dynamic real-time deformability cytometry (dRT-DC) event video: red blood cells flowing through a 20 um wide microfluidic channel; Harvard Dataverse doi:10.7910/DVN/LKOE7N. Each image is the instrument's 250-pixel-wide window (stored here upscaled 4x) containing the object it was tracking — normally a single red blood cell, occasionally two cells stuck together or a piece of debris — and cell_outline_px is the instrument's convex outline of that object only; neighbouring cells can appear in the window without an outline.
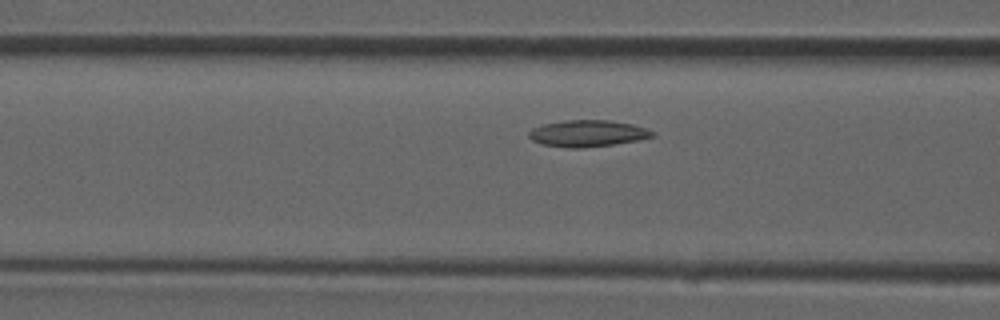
{"species": "common noctule bat (a hibernating species)", "species_latin": "Nyctalus noctula", "temperature_condition": "room temperature", "stored_images_in_passage": 33, "camera_frame_rate_fps": 3000, "um_per_image_px": 0.085, "animal": {"sex": "male", "forearm_length_mm": 52.5}, "frame": {"image": 1, "passage_image": 12, "time_ms": 3.667, "image_size_px": [1000, 320], "cell_outline_px": [[656, 136], [636, 140], [612, 144], [584, 148], [568, 148], [544, 144], [532, 140], [528, 136], [528, 132], [532, 128], [544, 124], [564, 120], [608, 120], [632, 124], [656, 132]], "centroid_in_image_um": [49.94, 11.34], "position_along_channel_um": 116.7, "area_um2": 19.02}}
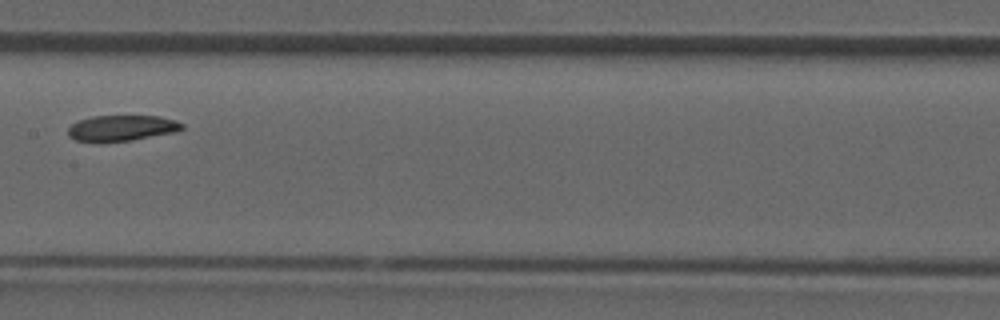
{"frame": {"image": 2, "passage_image": 17, "time_ms": 5.333, "image_size_px": [1000, 320], "cell_outline_px": [[184, 128], [176, 132], [132, 140], [76, 140], [68, 136], [68, 128], [72, 124], [80, 120], [92, 116], [160, 116], [176, 120], [184, 124]], "centroid_in_image_um": [10.42, 10.86], "position_along_channel_um": 197.0, "area_um2": 16.76}}
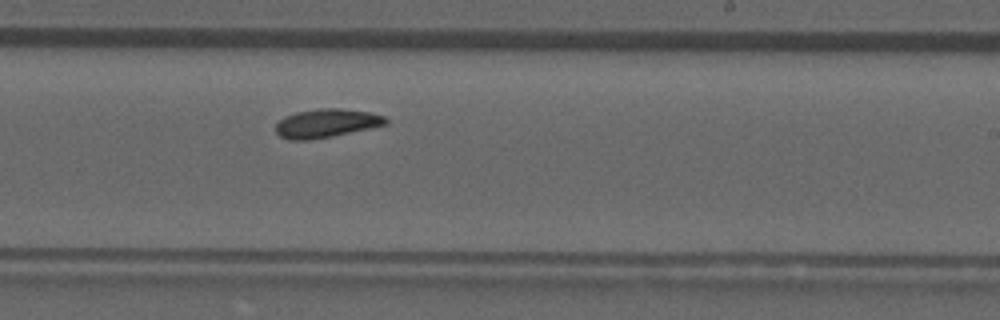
{"frame": {"image": 3, "passage_image": 21, "time_ms": 6.667, "image_size_px": [1000, 320], "cell_outline_px": [[388, 124], [332, 136], [312, 140], [288, 140], [280, 136], [276, 132], [276, 124], [284, 116], [296, 112], [320, 108], [340, 108], [372, 112], [384, 116], [388, 120]], "centroid_in_image_um": [27.74, 10.47], "position_along_channel_um": 261.3, "area_um2": 18.44}}